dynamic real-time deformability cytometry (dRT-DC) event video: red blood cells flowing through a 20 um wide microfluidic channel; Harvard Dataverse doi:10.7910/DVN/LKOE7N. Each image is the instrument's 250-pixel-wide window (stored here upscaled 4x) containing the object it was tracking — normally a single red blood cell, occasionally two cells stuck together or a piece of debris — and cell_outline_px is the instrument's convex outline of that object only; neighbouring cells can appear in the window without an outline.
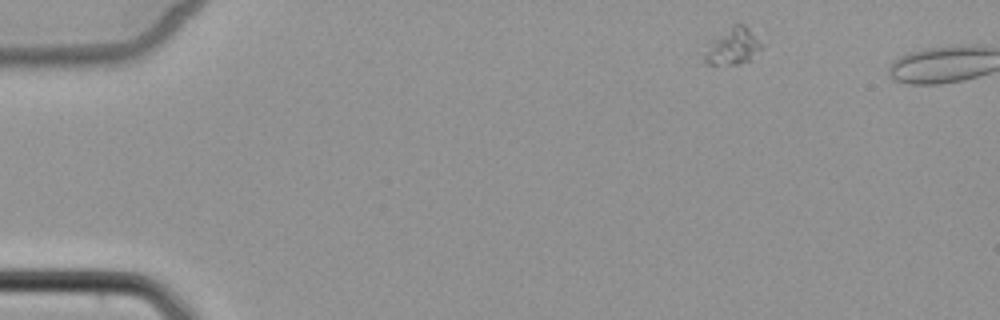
{"species": "common noctule bat (a hibernating species)", "species_latin": "Nyctalus noctula", "temperature_condition": "cold", "stored_images_in_passage": 2, "camera_frame_rate_fps": 3000, "um_per_image_px": 0.085, "animal": {"sex": "female", "body_mass_g": 22.7, "forearm_length_mm": 54.2}, "frame": {"image": 1, "passage_image": 1, "time_ms": 0.0, "image_size_px": [1000, 320], "cell_outline_px": [[764, 44], [748, 60], [740, 64], [704, 64], [704, 52], [712, 40], [732, 24], [744, 24]], "centroid_in_image_um": [62.27, 3.93], "position_along_channel_um": 22.7, "area_um2": 11.96}}